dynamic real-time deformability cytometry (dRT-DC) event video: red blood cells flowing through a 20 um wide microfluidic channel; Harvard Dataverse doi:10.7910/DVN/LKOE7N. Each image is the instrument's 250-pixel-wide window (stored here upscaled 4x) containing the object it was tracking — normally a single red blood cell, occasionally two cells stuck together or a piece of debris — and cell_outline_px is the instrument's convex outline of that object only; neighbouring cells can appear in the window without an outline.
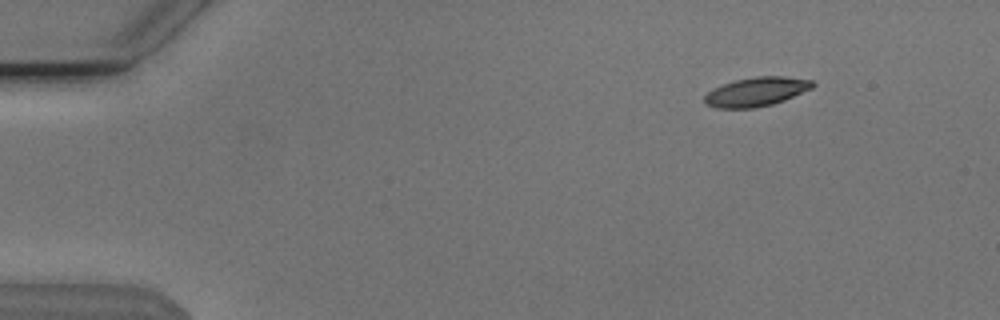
{"species": "Egyptian fruit bat (a non-hibernating species)", "species_latin": "Rousettus aegyptiacus", "temperature_condition": "cold", "stored_images_in_passage": 7, "camera_frame_rate_fps": 3000, "um_per_image_px": 0.085, "animal": {"sex": "male"}, "frame": {"image": 1, "passage_image": 1, "time_ms": 0.0, "image_size_px": [1000, 320], "cell_outline_px": [[816, 84], [812, 88], [784, 100], [772, 104], [752, 108], [716, 108], [704, 104], [704, 96], [712, 88], [736, 80], [756, 76], [784, 76], [812, 80]], "centroid_in_image_um": [64.27, 7.8], "position_along_channel_um": 20.7, "area_um2": 18.26}}